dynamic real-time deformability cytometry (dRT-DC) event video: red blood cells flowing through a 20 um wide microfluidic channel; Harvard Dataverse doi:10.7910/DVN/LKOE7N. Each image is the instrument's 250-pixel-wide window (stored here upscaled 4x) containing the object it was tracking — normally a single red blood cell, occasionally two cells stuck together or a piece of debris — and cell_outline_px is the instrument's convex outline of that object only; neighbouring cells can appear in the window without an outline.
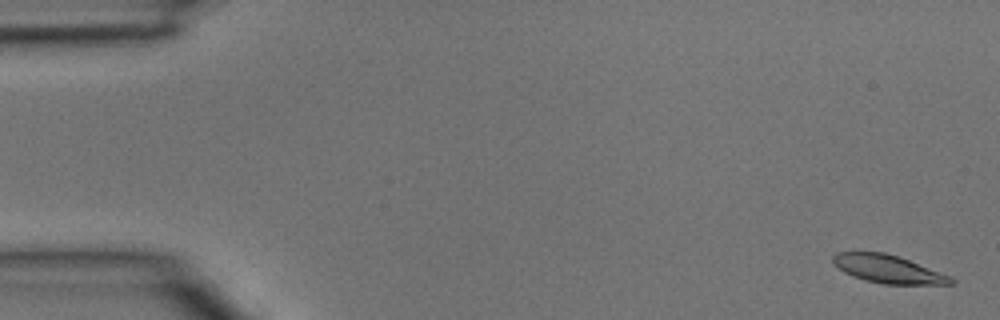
{"species": "common noctule bat (a hibernating species)", "species_latin": "Nyctalus noctula", "temperature_condition": "room temperature", "stored_images_in_passage": 4, "camera_frame_rate_fps": 3000, "um_per_image_px": 0.085, "animal": {"sex": "male", "body_mass_g": 15.6}, "frame": {"image": 1, "passage_image": 1, "time_ms": 0.0, "image_size_px": [1000, 320], "cell_outline_px": [[956, 280], [952, 284], [884, 284], [864, 280], [852, 276], [844, 272], [832, 260], [832, 256], [836, 252], [884, 252], [908, 260], [948, 276]], "centroid_in_image_um": [75.43, 22.87], "position_along_channel_um": 9.6, "area_um2": 18.79}}
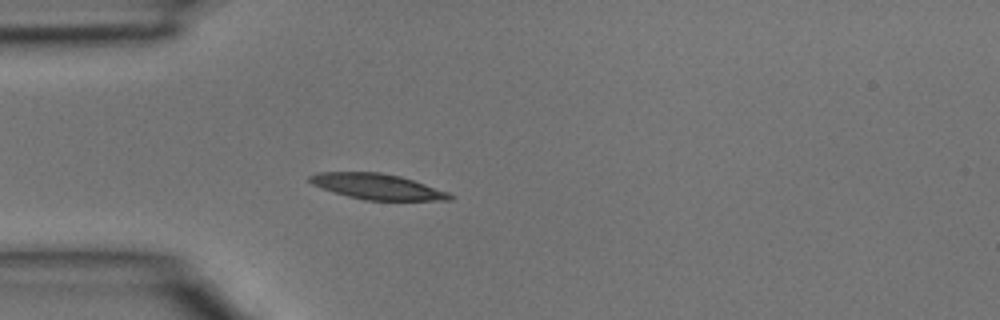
{"frame": {"image": 2, "passage_image": 4, "time_ms": 1.0, "image_size_px": [1000, 320], "cell_outline_px": [[456, 196], [452, 200], [364, 200], [348, 196], [312, 184], [308, 180], [308, 176], [316, 172], [380, 172], [400, 176], [448, 192]], "centroid_in_image_um": [32.07, 15.85], "position_along_channel_um": 52.9, "area_um2": 20.69}}